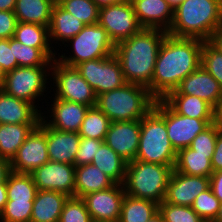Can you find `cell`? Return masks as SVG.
<instances>
[{"label":"cell","mask_w":222,"mask_h":222,"mask_svg":"<svg viewBox=\"0 0 222 222\" xmlns=\"http://www.w3.org/2000/svg\"><path fill=\"white\" fill-rule=\"evenodd\" d=\"M204 40L166 34L156 58L149 93L157 100L175 90L181 81L201 65Z\"/></svg>","instance_id":"1"},{"label":"cell","mask_w":222,"mask_h":222,"mask_svg":"<svg viewBox=\"0 0 222 222\" xmlns=\"http://www.w3.org/2000/svg\"><path fill=\"white\" fill-rule=\"evenodd\" d=\"M167 32L142 28L138 33L115 45L118 59L127 83L145 87L151 85L156 58Z\"/></svg>","instance_id":"2"},{"label":"cell","mask_w":222,"mask_h":222,"mask_svg":"<svg viewBox=\"0 0 222 222\" xmlns=\"http://www.w3.org/2000/svg\"><path fill=\"white\" fill-rule=\"evenodd\" d=\"M222 25V0H184L174 8L167 34L209 41Z\"/></svg>","instance_id":"3"},{"label":"cell","mask_w":222,"mask_h":222,"mask_svg":"<svg viewBox=\"0 0 222 222\" xmlns=\"http://www.w3.org/2000/svg\"><path fill=\"white\" fill-rule=\"evenodd\" d=\"M177 152L172 147L165 123V101L155 100L141 119L139 147L135 160L160 165H175Z\"/></svg>","instance_id":"4"},{"label":"cell","mask_w":222,"mask_h":222,"mask_svg":"<svg viewBox=\"0 0 222 222\" xmlns=\"http://www.w3.org/2000/svg\"><path fill=\"white\" fill-rule=\"evenodd\" d=\"M155 98L148 88L126 83L122 87L97 96L96 106L111 120H141L154 106Z\"/></svg>","instance_id":"5"},{"label":"cell","mask_w":222,"mask_h":222,"mask_svg":"<svg viewBox=\"0 0 222 222\" xmlns=\"http://www.w3.org/2000/svg\"><path fill=\"white\" fill-rule=\"evenodd\" d=\"M175 165H160L139 160L127 162L123 183L125 193L160 204L164 201L168 181Z\"/></svg>","instance_id":"6"},{"label":"cell","mask_w":222,"mask_h":222,"mask_svg":"<svg viewBox=\"0 0 222 222\" xmlns=\"http://www.w3.org/2000/svg\"><path fill=\"white\" fill-rule=\"evenodd\" d=\"M72 44L73 56L62 55L57 61L64 65L75 67L81 62L95 60L114 54L115 45L109 38L107 31L99 24L85 25V27L67 43Z\"/></svg>","instance_id":"7"},{"label":"cell","mask_w":222,"mask_h":222,"mask_svg":"<svg viewBox=\"0 0 222 222\" xmlns=\"http://www.w3.org/2000/svg\"><path fill=\"white\" fill-rule=\"evenodd\" d=\"M47 68V69H46ZM50 66L36 67H16L12 71L7 72L4 78L1 89L11 95L22 100H25L34 105L37 97H43L46 91V84L49 83L48 77L51 76L47 70Z\"/></svg>","instance_id":"8"},{"label":"cell","mask_w":222,"mask_h":222,"mask_svg":"<svg viewBox=\"0 0 222 222\" xmlns=\"http://www.w3.org/2000/svg\"><path fill=\"white\" fill-rule=\"evenodd\" d=\"M50 70L53 71L51 74L56 86L55 98L81 103L89 107L96 106L97 96L93 88L76 67L64 65L54 59Z\"/></svg>","instance_id":"9"},{"label":"cell","mask_w":222,"mask_h":222,"mask_svg":"<svg viewBox=\"0 0 222 222\" xmlns=\"http://www.w3.org/2000/svg\"><path fill=\"white\" fill-rule=\"evenodd\" d=\"M93 88L96 96L120 88L127 82L118 59L113 55L89 60L75 66Z\"/></svg>","instance_id":"10"},{"label":"cell","mask_w":222,"mask_h":222,"mask_svg":"<svg viewBox=\"0 0 222 222\" xmlns=\"http://www.w3.org/2000/svg\"><path fill=\"white\" fill-rule=\"evenodd\" d=\"M98 23L107 31L114 45L138 33L140 26L131 2L99 8Z\"/></svg>","instance_id":"11"},{"label":"cell","mask_w":222,"mask_h":222,"mask_svg":"<svg viewBox=\"0 0 222 222\" xmlns=\"http://www.w3.org/2000/svg\"><path fill=\"white\" fill-rule=\"evenodd\" d=\"M48 161L50 160L47 151L46 124L41 119L10 162L11 171L31 174Z\"/></svg>","instance_id":"12"},{"label":"cell","mask_w":222,"mask_h":222,"mask_svg":"<svg viewBox=\"0 0 222 222\" xmlns=\"http://www.w3.org/2000/svg\"><path fill=\"white\" fill-rule=\"evenodd\" d=\"M31 176L38 190H51L74 197L75 165L48 161L35 169Z\"/></svg>","instance_id":"13"},{"label":"cell","mask_w":222,"mask_h":222,"mask_svg":"<svg viewBox=\"0 0 222 222\" xmlns=\"http://www.w3.org/2000/svg\"><path fill=\"white\" fill-rule=\"evenodd\" d=\"M165 123L170 143L178 152L188 148L200 132L214 123V119H196L180 115L165 102Z\"/></svg>","instance_id":"14"},{"label":"cell","mask_w":222,"mask_h":222,"mask_svg":"<svg viewBox=\"0 0 222 222\" xmlns=\"http://www.w3.org/2000/svg\"><path fill=\"white\" fill-rule=\"evenodd\" d=\"M123 184L89 193L82 197L93 222H119L121 205L125 196Z\"/></svg>","instance_id":"15"},{"label":"cell","mask_w":222,"mask_h":222,"mask_svg":"<svg viewBox=\"0 0 222 222\" xmlns=\"http://www.w3.org/2000/svg\"><path fill=\"white\" fill-rule=\"evenodd\" d=\"M210 188V177L171 173L164 202L173 205L192 206L195 198Z\"/></svg>","instance_id":"16"},{"label":"cell","mask_w":222,"mask_h":222,"mask_svg":"<svg viewBox=\"0 0 222 222\" xmlns=\"http://www.w3.org/2000/svg\"><path fill=\"white\" fill-rule=\"evenodd\" d=\"M141 120L111 122L104 142L125 161L135 160L139 147Z\"/></svg>","instance_id":"17"},{"label":"cell","mask_w":222,"mask_h":222,"mask_svg":"<svg viewBox=\"0 0 222 222\" xmlns=\"http://www.w3.org/2000/svg\"><path fill=\"white\" fill-rule=\"evenodd\" d=\"M168 94L194 95L215 108L222 96V88L217 80L200 65Z\"/></svg>","instance_id":"18"},{"label":"cell","mask_w":222,"mask_h":222,"mask_svg":"<svg viewBox=\"0 0 222 222\" xmlns=\"http://www.w3.org/2000/svg\"><path fill=\"white\" fill-rule=\"evenodd\" d=\"M131 4L142 28L169 31L174 8L166 0H131Z\"/></svg>","instance_id":"19"},{"label":"cell","mask_w":222,"mask_h":222,"mask_svg":"<svg viewBox=\"0 0 222 222\" xmlns=\"http://www.w3.org/2000/svg\"><path fill=\"white\" fill-rule=\"evenodd\" d=\"M52 102L53 104H51L50 107L52 112L50 116H53V119L47 121L45 120V115H41L42 121L53 129L78 133L90 107L81 103L70 102L59 98H54Z\"/></svg>","instance_id":"20"},{"label":"cell","mask_w":222,"mask_h":222,"mask_svg":"<svg viewBox=\"0 0 222 222\" xmlns=\"http://www.w3.org/2000/svg\"><path fill=\"white\" fill-rule=\"evenodd\" d=\"M37 107L0 89V124H39L43 113Z\"/></svg>","instance_id":"21"},{"label":"cell","mask_w":222,"mask_h":222,"mask_svg":"<svg viewBox=\"0 0 222 222\" xmlns=\"http://www.w3.org/2000/svg\"><path fill=\"white\" fill-rule=\"evenodd\" d=\"M81 136L76 132H64L46 125V142L49 160L74 165Z\"/></svg>","instance_id":"22"},{"label":"cell","mask_w":222,"mask_h":222,"mask_svg":"<svg viewBox=\"0 0 222 222\" xmlns=\"http://www.w3.org/2000/svg\"><path fill=\"white\" fill-rule=\"evenodd\" d=\"M66 194L51 190H38L33 201L30 222H59Z\"/></svg>","instance_id":"23"},{"label":"cell","mask_w":222,"mask_h":222,"mask_svg":"<svg viewBox=\"0 0 222 222\" xmlns=\"http://www.w3.org/2000/svg\"><path fill=\"white\" fill-rule=\"evenodd\" d=\"M116 183L98 167L85 164L75 167V193L74 197L83 196L97 191L111 188Z\"/></svg>","instance_id":"24"},{"label":"cell","mask_w":222,"mask_h":222,"mask_svg":"<svg viewBox=\"0 0 222 222\" xmlns=\"http://www.w3.org/2000/svg\"><path fill=\"white\" fill-rule=\"evenodd\" d=\"M85 24L76 16L64 10L57 2L52 7L51 22L49 25L50 43L53 41L67 42L69 39L76 36Z\"/></svg>","instance_id":"25"},{"label":"cell","mask_w":222,"mask_h":222,"mask_svg":"<svg viewBox=\"0 0 222 222\" xmlns=\"http://www.w3.org/2000/svg\"><path fill=\"white\" fill-rule=\"evenodd\" d=\"M163 100L180 115L196 119H214V108L194 95L167 94Z\"/></svg>","instance_id":"26"},{"label":"cell","mask_w":222,"mask_h":222,"mask_svg":"<svg viewBox=\"0 0 222 222\" xmlns=\"http://www.w3.org/2000/svg\"><path fill=\"white\" fill-rule=\"evenodd\" d=\"M38 125L0 124V157L11 162L27 136Z\"/></svg>","instance_id":"27"},{"label":"cell","mask_w":222,"mask_h":222,"mask_svg":"<svg viewBox=\"0 0 222 222\" xmlns=\"http://www.w3.org/2000/svg\"><path fill=\"white\" fill-rule=\"evenodd\" d=\"M55 0H16L14 14L18 22L49 27Z\"/></svg>","instance_id":"28"},{"label":"cell","mask_w":222,"mask_h":222,"mask_svg":"<svg viewBox=\"0 0 222 222\" xmlns=\"http://www.w3.org/2000/svg\"><path fill=\"white\" fill-rule=\"evenodd\" d=\"M211 159L210 154L197 153L190 147L183 148L177 152L174 170L187 175L210 177L213 173Z\"/></svg>","instance_id":"29"},{"label":"cell","mask_w":222,"mask_h":222,"mask_svg":"<svg viewBox=\"0 0 222 222\" xmlns=\"http://www.w3.org/2000/svg\"><path fill=\"white\" fill-rule=\"evenodd\" d=\"M91 164L98 167L116 184L124 183L127 161L119 156L105 142L97 150Z\"/></svg>","instance_id":"30"},{"label":"cell","mask_w":222,"mask_h":222,"mask_svg":"<svg viewBox=\"0 0 222 222\" xmlns=\"http://www.w3.org/2000/svg\"><path fill=\"white\" fill-rule=\"evenodd\" d=\"M157 213L158 204L156 202L125 194L119 222H147Z\"/></svg>","instance_id":"31"},{"label":"cell","mask_w":222,"mask_h":222,"mask_svg":"<svg viewBox=\"0 0 222 222\" xmlns=\"http://www.w3.org/2000/svg\"><path fill=\"white\" fill-rule=\"evenodd\" d=\"M13 53L17 67L52 66L56 53L51 48H34L13 38Z\"/></svg>","instance_id":"32"},{"label":"cell","mask_w":222,"mask_h":222,"mask_svg":"<svg viewBox=\"0 0 222 222\" xmlns=\"http://www.w3.org/2000/svg\"><path fill=\"white\" fill-rule=\"evenodd\" d=\"M8 200L34 201L38 189L31 174L11 171L6 180Z\"/></svg>","instance_id":"33"},{"label":"cell","mask_w":222,"mask_h":222,"mask_svg":"<svg viewBox=\"0 0 222 222\" xmlns=\"http://www.w3.org/2000/svg\"><path fill=\"white\" fill-rule=\"evenodd\" d=\"M111 120L97 107H90L78 134L83 138L105 140Z\"/></svg>","instance_id":"34"},{"label":"cell","mask_w":222,"mask_h":222,"mask_svg":"<svg viewBox=\"0 0 222 222\" xmlns=\"http://www.w3.org/2000/svg\"><path fill=\"white\" fill-rule=\"evenodd\" d=\"M18 42L34 48H51L49 27L40 24L18 22L14 37Z\"/></svg>","instance_id":"35"},{"label":"cell","mask_w":222,"mask_h":222,"mask_svg":"<svg viewBox=\"0 0 222 222\" xmlns=\"http://www.w3.org/2000/svg\"><path fill=\"white\" fill-rule=\"evenodd\" d=\"M56 2L85 25L99 21V7L92 0H57Z\"/></svg>","instance_id":"36"},{"label":"cell","mask_w":222,"mask_h":222,"mask_svg":"<svg viewBox=\"0 0 222 222\" xmlns=\"http://www.w3.org/2000/svg\"><path fill=\"white\" fill-rule=\"evenodd\" d=\"M158 213L164 222H205L191 206L173 205L162 201Z\"/></svg>","instance_id":"37"},{"label":"cell","mask_w":222,"mask_h":222,"mask_svg":"<svg viewBox=\"0 0 222 222\" xmlns=\"http://www.w3.org/2000/svg\"><path fill=\"white\" fill-rule=\"evenodd\" d=\"M191 207L205 222H214L219 213L221 202L209 188L195 198Z\"/></svg>","instance_id":"38"},{"label":"cell","mask_w":222,"mask_h":222,"mask_svg":"<svg viewBox=\"0 0 222 222\" xmlns=\"http://www.w3.org/2000/svg\"><path fill=\"white\" fill-rule=\"evenodd\" d=\"M201 65L217 80L222 88V53L209 41L203 42Z\"/></svg>","instance_id":"39"},{"label":"cell","mask_w":222,"mask_h":222,"mask_svg":"<svg viewBox=\"0 0 222 222\" xmlns=\"http://www.w3.org/2000/svg\"><path fill=\"white\" fill-rule=\"evenodd\" d=\"M33 201L8 200L0 213V222H30Z\"/></svg>","instance_id":"40"},{"label":"cell","mask_w":222,"mask_h":222,"mask_svg":"<svg viewBox=\"0 0 222 222\" xmlns=\"http://www.w3.org/2000/svg\"><path fill=\"white\" fill-rule=\"evenodd\" d=\"M59 222H93L82 198L68 197L64 203Z\"/></svg>","instance_id":"41"},{"label":"cell","mask_w":222,"mask_h":222,"mask_svg":"<svg viewBox=\"0 0 222 222\" xmlns=\"http://www.w3.org/2000/svg\"><path fill=\"white\" fill-rule=\"evenodd\" d=\"M219 131L220 129L214 123L210 124L193 139L189 147L197 153L210 154L212 156Z\"/></svg>","instance_id":"42"},{"label":"cell","mask_w":222,"mask_h":222,"mask_svg":"<svg viewBox=\"0 0 222 222\" xmlns=\"http://www.w3.org/2000/svg\"><path fill=\"white\" fill-rule=\"evenodd\" d=\"M104 143V140L81 137L79 148L74 160V165L81 166L91 164L99 147Z\"/></svg>","instance_id":"43"},{"label":"cell","mask_w":222,"mask_h":222,"mask_svg":"<svg viewBox=\"0 0 222 222\" xmlns=\"http://www.w3.org/2000/svg\"><path fill=\"white\" fill-rule=\"evenodd\" d=\"M0 65L5 73L17 67V61L13 53V38L0 39Z\"/></svg>","instance_id":"44"},{"label":"cell","mask_w":222,"mask_h":222,"mask_svg":"<svg viewBox=\"0 0 222 222\" xmlns=\"http://www.w3.org/2000/svg\"><path fill=\"white\" fill-rule=\"evenodd\" d=\"M17 23L14 11H0V39L13 38Z\"/></svg>","instance_id":"45"},{"label":"cell","mask_w":222,"mask_h":222,"mask_svg":"<svg viewBox=\"0 0 222 222\" xmlns=\"http://www.w3.org/2000/svg\"><path fill=\"white\" fill-rule=\"evenodd\" d=\"M211 165L213 172L222 170V131L218 132L215 150L212 155Z\"/></svg>","instance_id":"46"},{"label":"cell","mask_w":222,"mask_h":222,"mask_svg":"<svg viewBox=\"0 0 222 222\" xmlns=\"http://www.w3.org/2000/svg\"><path fill=\"white\" fill-rule=\"evenodd\" d=\"M210 188L222 203V170L213 172L210 176Z\"/></svg>","instance_id":"47"},{"label":"cell","mask_w":222,"mask_h":222,"mask_svg":"<svg viewBox=\"0 0 222 222\" xmlns=\"http://www.w3.org/2000/svg\"><path fill=\"white\" fill-rule=\"evenodd\" d=\"M11 172L10 161L0 157V183L7 180L9 173Z\"/></svg>","instance_id":"48"},{"label":"cell","mask_w":222,"mask_h":222,"mask_svg":"<svg viewBox=\"0 0 222 222\" xmlns=\"http://www.w3.org/2000/svg\"><path fill=\"white\" fill-rule=\"evenodd\" d=\"M209 42L222 53V25L215 30Z\"/></svg>","instance_id":"49"},{"label":"cell","mask_w":222,"mask_h":222,"mask_svg":"<svg viewBox=\"0 0 222 222\" xmlns=\"http://www.w3.org/2000/svg\"><path fill=\"white\" fill-rule=\"evenodd\" d=\"M214 124L222 131V96L214 108Z\"/></svg>","instance_id":"50"},{"label":"cell","mask_w":222,"mask_h":222,"mask_svg":"<svg viewBox=\"0 0 222 222\" xmlns=\"http://www.w3.org/2000/svg\"><path fill=\"white\" fill-rule=\"evenodd\" d=\"M7 201V187L6 181H4L3 183H0V213L3 211Z\"/></svg>","instance_id":"51"},{"label":"cell","mask_w":222,"mask_h":222,"mask_svg":"<svg viewBox=\"0 0 222 222\" xmlns=\"http://www.w3.org/2000/svg\"><path fill=\"white\" fill-rule=\"evenodd\" d=\"M16 0H0V11H14Z\"/></svg>","instance_id":"52"},{"label":"cell","mask_w":222,"mask_h":222,"mask_svg":"<svg viewBox=\"0 0 222 222\" xmlns=\"http://www.w3.org/2000/svg\"><path fill=\"white\" fill-rule=\"evenodd\" d=\"M99 8L109 6L115 3H126L131 2V0H92Z\"/></svg>","instance_id":"53"},{"label":"cell","mask_w":222,"mask_h":222,"mask_svg":"<svg viewBox=\"0 0 222 222\" xmlns=\"http://www.w3.org/2000/svg\"><path fill=\"white\" fill-rule=\"evenodd\" d=\"M147 222H164L162 216L157 213Z\"/></svg>","instance_id":"54"},{"label":"cell","mask_w":222,"mask_h":222,"mask_svg":"<svg viewBox=\"0 0 222 222\" xmlns=\"http://www.w3.org/2000/svg\"><path fill=\"white\" fill-rule=\"evenodd\" d=\"M173 8L177 7L184 0H166Z\"/></svg>","instance_id":"55"},{"label":"cell","mask_w":222,"mask_h":222,"mask_svg":"<svg viewBox=\"0 0 222 222\" xmlns=\"http://www.w3.org/2000/svg\"><path fill=\"white\" fill-rule=\"evenodd\" d=\"M5 75H6V73L2 69V66L0 65V89H1V87L3 85Z\"/></svg>","instance_id":"56"},{"label":"cell","mask_w":222,"mask_h":222,"mask_svg":"<svg viewBox=\"0 0 222 222\" xmlns=\"http://www.w3.org/2000/svg\"><path fill=\"white\" fill-rule=\"evenodd\" d=\"M214 222H222V203H221V207L219 209V213H218L216 219L214 220Z\"/></svg>","instance_id":"57"}]
</instances>
